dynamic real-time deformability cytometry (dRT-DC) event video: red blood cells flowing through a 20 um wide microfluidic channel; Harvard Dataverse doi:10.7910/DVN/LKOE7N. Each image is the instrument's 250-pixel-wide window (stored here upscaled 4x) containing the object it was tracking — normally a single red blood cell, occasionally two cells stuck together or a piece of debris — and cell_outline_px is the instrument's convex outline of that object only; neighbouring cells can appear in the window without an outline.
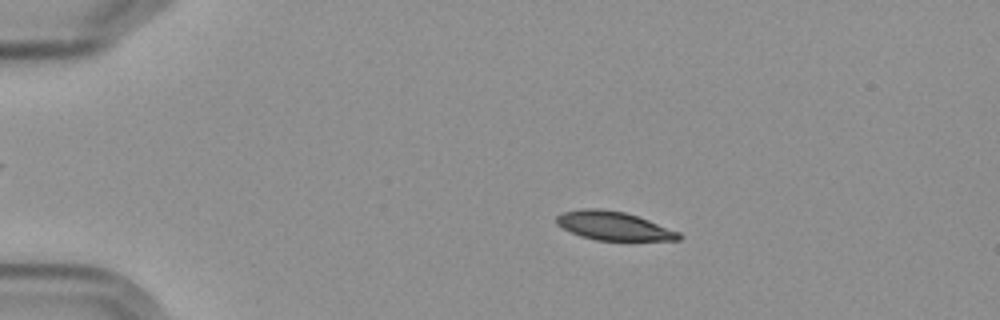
{"species": "Egyptian fruit bat (a non-hibernating species)", "species_latin": "Rousettus aegyptiacus", "temperature_condition": "cold", "stored_images_in_passage": 9, "camera_frame_rate_fps": 3000, "um_per_image_px": 0.085, "frame": {"image": 1, "passage_image": 2, "time_ms": 1.0, "image_size_px": [1000, 320], "cell_outline_px": [[684, 236], [680, 240], [596, 240], [580, 236], [556, 224], [556, 216], [564, 212], [580, 208], [600, 208], [624, 212], [648, 220], [680, 232]], "centroid_in_image_um": [52.16, 19.19], "position_along_channel_um": 32.8, "area_um2": 20.35}}
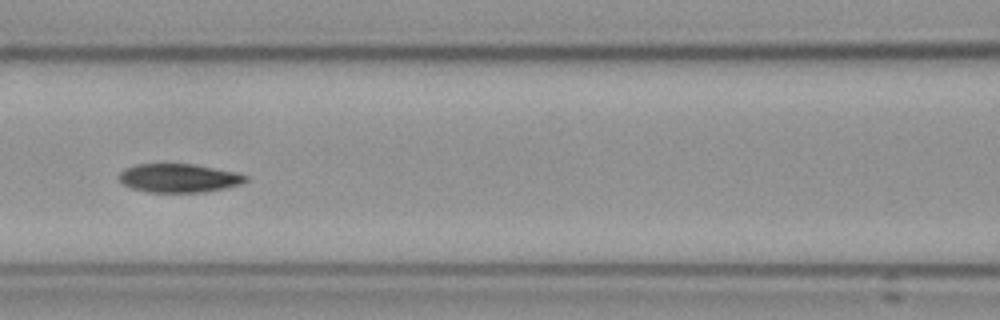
{"frame": {"image": 2, "passage_image": 6, "time_ms": 6.0, "image_size_px": [1000, 320], "cell_outline_px": [[248, 180], [240, 184], [228, 188], [204, 192], [148, 192], [132, 188], [124, 184], [116, 176], [124, 168], [136, 164], [192, 164], [236, 172], [248, 176]], "centroid_in_image_um": [15.2, 15.14], "position_along_channel_um": 151.4, "area_um2": 21.21}}